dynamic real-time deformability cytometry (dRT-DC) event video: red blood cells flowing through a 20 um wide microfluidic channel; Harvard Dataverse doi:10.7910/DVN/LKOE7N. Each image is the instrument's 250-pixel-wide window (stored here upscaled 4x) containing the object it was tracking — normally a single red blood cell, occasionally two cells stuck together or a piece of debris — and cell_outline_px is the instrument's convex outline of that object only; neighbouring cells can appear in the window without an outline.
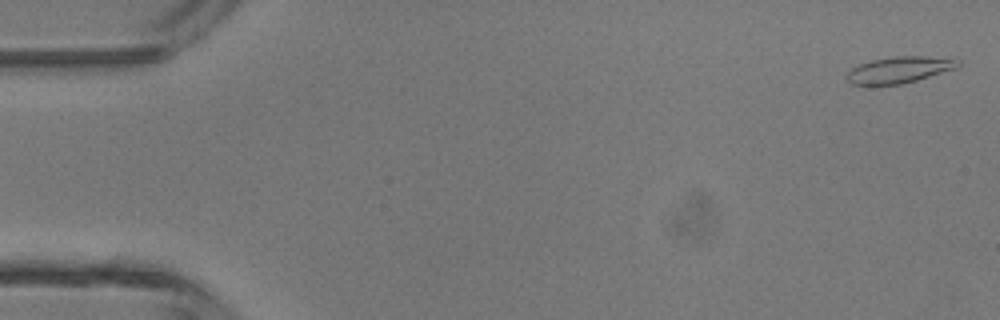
{"species": "common noctule bat (a hibernating species)", "species_latin": "Nyctalus noctula", "temperature_condition": "room temperature", "stored_images_in_passage": 4, "camera_frame_rate_fps": 3000, "um_per_image_px": 0.085, "animal": {"sex": "male", "body_mass_g": 13.3}, "frame": {"image": 1, "passage_image": 1, "time_ms": 0.0, "image_size_px": [1000, 320], "cell_outline_px": [[960, 64], [956, 68], [916, 80], [900, 84], [852, 84], [848, 80], [848, 72], [852, 68], [860, 64], [872, 60], [896, 56], [924, 56], [960, 60]], "centroid_in_image_um": [76.45, 5.92], "position_along_channel_um": 8.5, "area_um2": 16.59}}
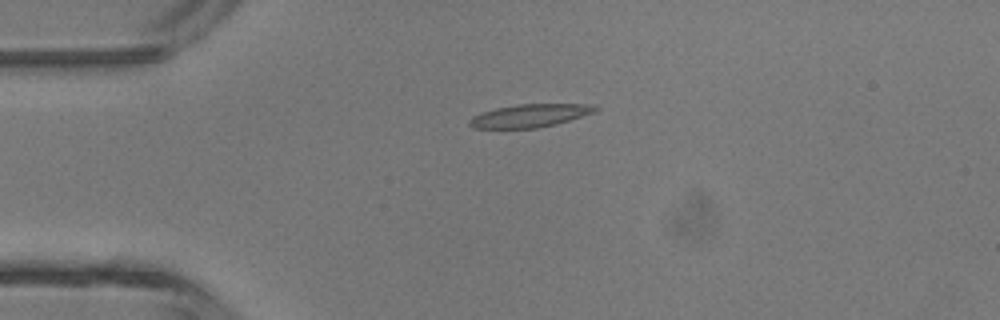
{"frame": {"image": 2, "passage_image": 3, "time_ms": 0.667, "image_size_px": [1000, 320], "cell_outline_px": [[600, 108], [596, 112], [556, 124], [536, 128], [472, 128], [468, 124], [468, 120], [472, 116], [496, 108], [516, 104], [596, 104]], "centroid_in_image_um": [45.07, 9.82], "position_along_channel_um": 39.9, "area_um2": 16.99}}